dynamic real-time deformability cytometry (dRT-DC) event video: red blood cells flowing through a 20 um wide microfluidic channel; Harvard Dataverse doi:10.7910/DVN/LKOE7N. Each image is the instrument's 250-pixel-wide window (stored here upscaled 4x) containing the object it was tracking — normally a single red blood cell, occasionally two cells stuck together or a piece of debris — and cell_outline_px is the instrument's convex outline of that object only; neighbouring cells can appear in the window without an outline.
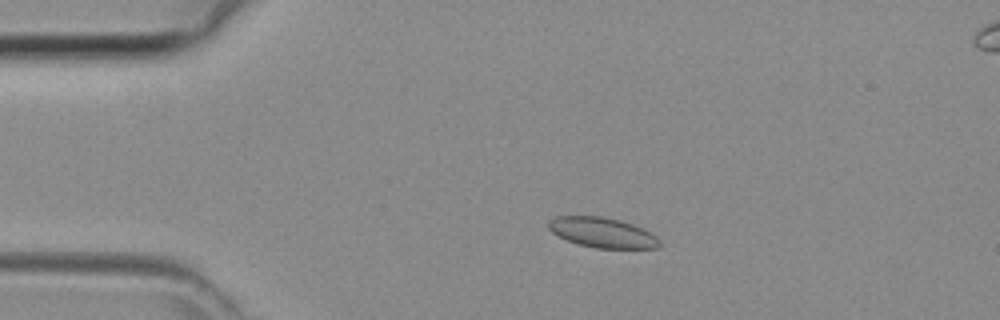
{"species": "common noctule bat (a hibernating species)", "species_latin": "Nyctalus noctula", "temperature_condition": "room temperature", "stored_images_in_passage": 39, "camera_frame_rate_fps": 3000, "um_per_image_px": 0.085, "animal": {"sex": "female", "body_mass_g": 29.2, "forearm_length_mm": 56.3}, "frame": {"image": 1, "passage_image": 4, "time_ms": 1.0, "image_size_px": [1000, 320], "cell_outline_px": [[660, 248], [596, 248], [580, 244], [568, 240], [552, 232], [548, 228], [548, 220], [556, 216], [600, 216], [620, 220], [632, 224], [652, 232], [660, 240]], "centroid_in_image_um": [51.23, 19.76], "position_along_channel_um": 33.8, "area_um2": 19.42}}
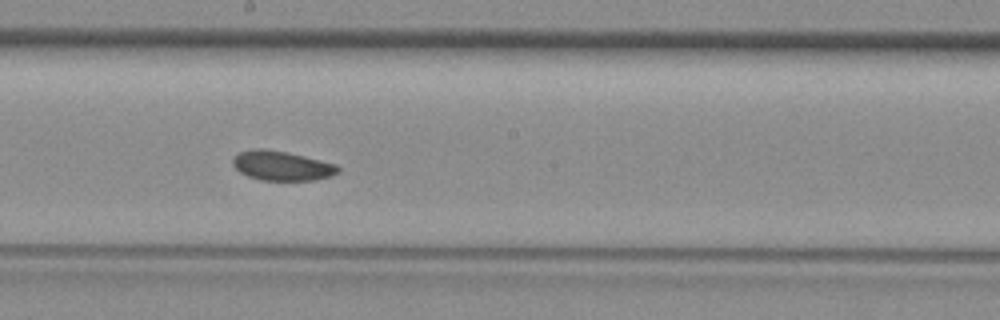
{"frame": {"image": 2, "passage_image": 19, "time_ms": 6.0, "image_size_px": [1000, 320], "cell_outline_px": [[340, 172], [332, 176], [316, 180], [260, 180], [248, 176], [240, 172], [232, 164], [232, 160], [240, 152], [256, 148], [264, 148], [288, 152], [336, 164], [340, 168]], "centroid_in_image_um": [23.98, 14.09], "position_along_channel_um": 224.2, "area_um2": 18.15}}
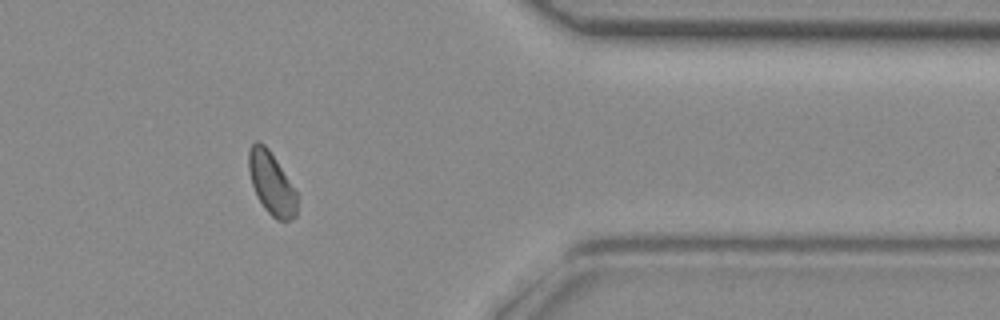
{"frame": {"image": 3, "passage_image": 31, "time_ms": 10.0, "image_size_px": [1000, 320], "cell_outline_px": [[296, 216], [288, 220], [276, 220], [264, 208], [256, 196], [252, 184], [248, 168], [248, 152], [252, 144], [256, 140], [264, 144], [268, 148], [276, 160], [296, 192]], "centroid_in_image_um": [23.04, 15.58], "position_along_channel_um": 388.4, "area_um2": 17.34}}